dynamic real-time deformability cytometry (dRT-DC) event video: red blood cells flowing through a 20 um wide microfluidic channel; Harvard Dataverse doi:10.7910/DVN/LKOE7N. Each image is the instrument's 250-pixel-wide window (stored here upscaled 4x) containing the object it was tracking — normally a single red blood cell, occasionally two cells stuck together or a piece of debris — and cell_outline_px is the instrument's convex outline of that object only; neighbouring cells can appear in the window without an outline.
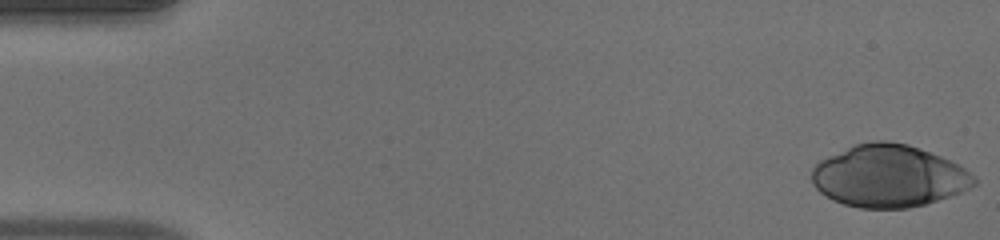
{"species": "human", "species_latin": "Homo sapiens", "temperature_condition": "warm", "stored_images_in_passage": 51, "camera_frame_rate_fps": 3000, "um_per_image_px": 0.085, "donor": {"sex": "male"}, "frame": {"image": 1, "passage_image": 1, "time_ms": 0.0, "image_size_px": [1000, 240], "cell_outline_px": [[976, 184], [960, 192], [924, 204], [908, 208], [860, 208], [844, 204], [832, 200], [820, 192], [812, 184], [812, 168], [820, 160], [828, 156], [856, 144], [872, 140], [884, 140], [908, 144], [920, 148], [960, 164], [976, 176]], "centroid_in_image_um": [75.54, 14.96], "position_along_channel_um": 9.5, "area_um2": 58.84}}
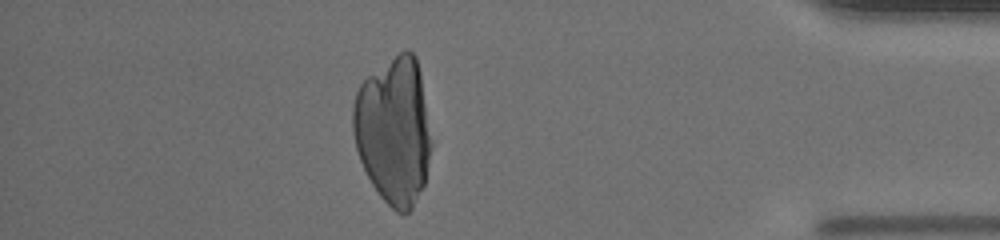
{"frame": {"image": 2, "passage_image": 45, "time_ms": 14.667, "image_size_px": [1000, 240], "cell_outline_px": [[432, 144], [424, 184], [412, 208], [404, 216], [396, 212], [380, 196], [372, 184], [360, 160], [356, 148], [352, 132], [352, 108], [356, 92], [360, 84], [368, 76], [400, 52], [408, 48], [416, 56], [420, 72], [432, 140]], "centroid_in_image_um": [33.46, 11.11], "position_along_channel_um": 401.7, "area_um2": 67.28}}